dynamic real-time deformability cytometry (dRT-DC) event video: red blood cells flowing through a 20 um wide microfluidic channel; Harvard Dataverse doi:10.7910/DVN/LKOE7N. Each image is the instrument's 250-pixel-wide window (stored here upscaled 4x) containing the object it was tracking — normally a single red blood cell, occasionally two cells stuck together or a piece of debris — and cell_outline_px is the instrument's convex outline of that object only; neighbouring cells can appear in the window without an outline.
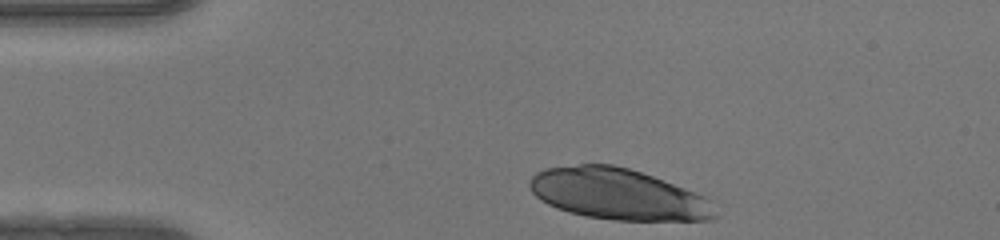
{"species": "human", "species_latin": "Homo sapiens", "temperature_condition": "warm", "stored_images_in_passage": 29, "camera_frame_rate_fps": 3000, "um_per_image_px": 0.085, "donor": {"sex": "female"}, "frame": {"image": 1, "passage_image": 1, "time_ms": 0.0, "image_size_px": [1000, 240], "cell_outline_px": [[716, 216], [712, 220], [616, 220], [588, 216], [568, 212], [556, 208], [540, 200], [532, 192], [528, 184], [532, 176], [536, 172], [544, 168], [580, 164], [612, 164], [628, 168], [652, 176], [708, 196]], "centroid_in_image_um": [52.51, 16.5], "position_along_channel_um": 32.5, "area_um2": 55.14}}